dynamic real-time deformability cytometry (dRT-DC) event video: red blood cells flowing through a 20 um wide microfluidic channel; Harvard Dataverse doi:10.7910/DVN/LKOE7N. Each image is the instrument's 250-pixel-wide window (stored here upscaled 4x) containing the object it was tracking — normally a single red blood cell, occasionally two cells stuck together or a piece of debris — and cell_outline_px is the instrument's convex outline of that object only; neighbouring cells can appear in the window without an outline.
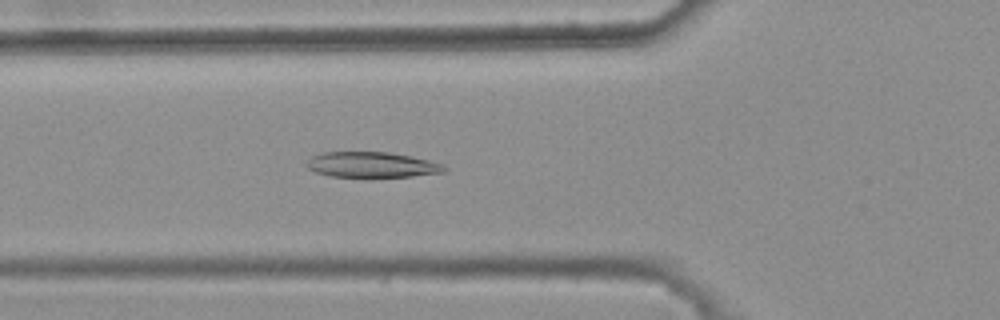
{"species": "common noctule bat (a hibernating species)", "species_latin": "Nyctalus noctula", "temperature_condition": "warm", "stored_images_in_passage": 46, "camera_frame_rate_fps": 3000, "um_per_image_px": 0.085, "animal": {"sex": "female", "body_mass_g": 25.1}, "frame": {"image": 1, "passage_image": 19, "time_ms": 6.0, "image_size_px": [1000, 320], "cell_outline_px": [[448, 168], [444, 172], [412, 176], [368, 180], [332, 176], [316, 172], [308, 168], [304, 164], [312, 156], [324, 152], [388, 152], [428, 160], [444, 164]], "centroid_in_image_um": [31.6, 14.05], "position_along_channel_um": 94.2, "area_um2": 21.27}}
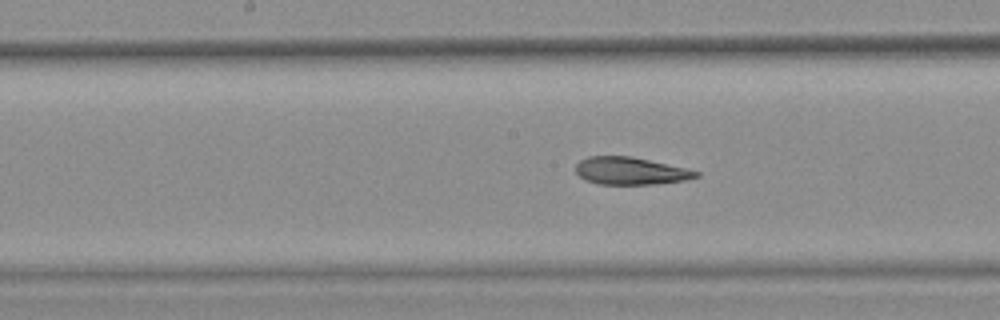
{"frame": {"image": 2, "passage_image": 27, "time_ms": 8.667, "image_size_px": [1000, 320], "cell_outline_px": [[700, 176], [684, 180], [656, 184], [596, 184], [584, 180], [576, 172], [576, 164], [580, 160], [588, 156], [632, 156], [684, 168], [700, 172]], "centroid_in_image_um": [53.55, 14.53], "position_along_channel_um": 194.6, "area_um2": 19.19}}
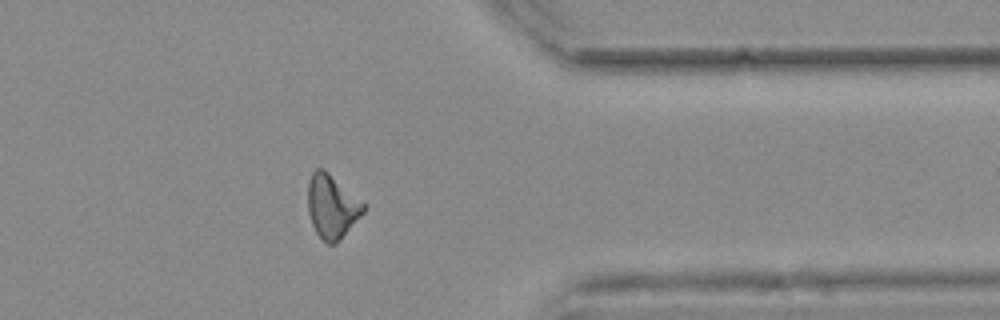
{"frame": {"image": 3, "passage_image": 43, "time_ms": 14.0, "image_size_px": [1000, 320], "cell_outline_px": [[368, 208], [336, 244], [328, 244], [316, 232], [312, 224], [308, 212], [308, 184], [312, 172], [316, 168], [324, 168], [364, 204]], "centroid_in_image_um": [28.21, 17.55], "position_along_channel_um": 383.2, "area_um2": 20.4}, "authors_computed_cell_mechanics": {"area_um2": 20.5479, "velocity_mm_per_s": 3.7516, "shape_relaxation_time_tau1_ms": null, "shape_relaxation_time_tau2_ms": 2.9092, "deformation_change_tau1": null, "deformation_change_tau2": 0.0751}}